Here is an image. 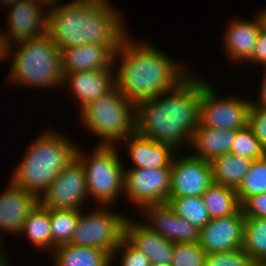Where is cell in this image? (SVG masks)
I'll return each instance as SVG.
<instances>
[{"mask_svg": "<svg viewBox=\"0 0 266 266\" xmlns=\"http://www.w3.org/2000/svg\"><path fill=\"white\" fill-rule=\"evenodd\" d=\"M206 83L190 75L176 88L136 103L135 132L176 150L183 143L190 144L198 125L200 93Z\"/></svg>", "mask_w": 266, "mask_h": 266, "instance_id": "6da1fadb", "label": "cell"}, {"mask_svg": "<svg viewBox=\"0 0 266 266\" xmlns=\"http://www.w3.org/2000/svg\"><path fill=\"white\" fill-rule=\"evenodd\" d=\"M58 3L47 11V35L62 51L82 44L118 47L126 31L119 11L109 0Z\"/></svg>", "mask_w": 266, "mask_h": 266, "instance_id": "7a4b0ae2", "label": "cell"}, {"mask_svg": "<svg viewBox=\"0 0 266 266\" xmlns=\"http://www.w3.org/2000/svg\"><path fill=\"white\" fill-rule=\"evenodd\" d=\"M117 57L122 63L115 74L116 87L135 104L176 88L189 76L181 64L153 44L131 41L127 35L118 46L115 63Z\"/></svg>", "mask_w": 266, "mask_h": 266, "instance_id": "3957f363", "label": "cell"}, {"mask_svg": "<svg viewBox=\"0 0 266 266\" xmlns=\"http://www.w3.org/2000/svg\"><path fill=\"white\" fill-rule=\"evenodd\" d=\"M69 141L54 130L45 131L31 143L11 181L39 199L61 170L76 157L77 146Z\"/></svg>", "mask_w": 266, "mask_h": 266, "instance_id": "277c9868", "label": "cell"}, {"mask_svg": "<svg viewBox=\"0 0 266 266\" xmlns=\"http://www.w3.org/2000/svg\"><path fill=\"white\" fill-rule=\"evenodd\" d=\"M16 45L9 74L13 84L51 88L64 83L61 50L47 34L14 44L13 49Z\"/></svg>", "mask_w": 266, "mask_h": 266, "instance_id": "5b68a950", "label": "cell"}, {"mask_svg": "<svg viewBox=\"0 0 266 266\" xmlns=\"http://www.w3.org/2000/svg\"><path fill=\"white\" fill-rule=\"evenodd\" d=\"M80 114L83 126L101 137L100 145L122 143L135 132V103L116 86L109 93L83 106Z\"/></svg>", "mask_w": 266, "mask_h": 266, "instance_id": "8992f818", "label": "cell"}, {"mask_svg": "<svg viewBox=\"0 0 266 266\" xmlns=\"http://www.w3.org/2000/svg\"><path fill=\"white\" fill-rule=\"evenodd\" d=\"M98 145L88 158L77 148L76 157L85 171L88 197H93L99 206L110 207L119 194L124 192L125 169L116 153L115 145Z\"/></svg>", "mask_w": 266, "mask_h": 266, "instance_id": "52a82bcc", "label": "cell"}, {"mask_svg": "<svg viewBox=\"0 0 266 266\" xmlns=\"http://www.w3.org/2000/svg\"><path fill=\"white\" fill-rule=\"evenodd\" d=\"M98 207L89 214L81 211L69 244L98 248L112 255L125 237L127 217L111 212L107 206Z\"/></svg>", "mask_w": 266, "mask_h": 266, "instance_id": "ba28073f", "label": "cell"}, {"mask_svg": "<svg viewBox=\"0 0 266 266\" xmlns=\"http://www.w3.org/2000/svg\"><path fill=\"white\" fill-rule=\"evenodd\" d=\"M217 97L215 88L206 83L200 93L198 125L220 130H238L248 125L252 101Z\"/></svg>", "mask_w": 266, "mask_h": 266, "instance_id": "9c48e42d", "label": "cell"}, {"mask_svg": "<svg viewBox=\"0 0 266 266\" xmlns=\"http://www.w3.org/2000/svg\"><path fill=\"white\" fill-rule=\"evenodd\" d=\"M87 196L85 171L75 157L61 170L38 201L47 209L81 210Z\"/></svg>", "mask_w": 266, "mask_h": 266, "instance_id": "30bf717a", "label": "cell"}, {"mask_svg": "<svg viewBox=\"0 0 266 266\" xmlns=\"http://www.w3.org/2000/svg\"><path fill=\"white\" fill-rule=\"evenodd\" d=\"M171 167L124 170V193L136 205L165 204L170 195Z\"/></svg>", "mask_w": 266, "mask_h": 266, "instance_id": "8fae6325", "label": "cell"}, {"mask_svg": "<svg viewBox=\"0 0 266 266\" xmlns=\"http://www.w3.org/2000/svg\"><path fill=\"white\" fill-rule=\"evenodd\" d=\"M212 183L209 161L193 155L173 157L169 197L201 196Z\"/></svg>", "mask_w": 266, "mask_h": 266, "instance_id": "7c38bea8", "label": "cell"}, {"mask_svg": "<svg viewBox=\"0 0 266 266\" xmlns=\"http://www.w3.org/2000/svg\"><path fill=\"white\" fill-rule=\"evenodd\" d=\"M244 220L241 207L232 215L211 219L200 230L198 242L200 247L206 254L242 248Z\"/></svg>", "mask_w": 266, "mask_h": 266, "instance_id": "4fadbf2b", "label": "cell"}, {"mask_svg": "<svg viewBox=\"0 0 266 266\" xmlns=\"http://www.w3.org/2000/svg\"><path fill=\"white\" fill-rule=\"evenodd\" d=\"M142 209L149 219L143 224L164 239L173 243L199 242L200 230L176 215L167 203L147 205Z\"/></svg>", "mask_w": 266, "mask_h": 266, "instance_id": "5bb4252c", "label": "cell"}, {"mask_svg": "<svg viewBox=\"0 0 266 266\" xmlns=\"http://www.w3.org/2000/svg\"><path fill=\"white\" fill-rule=\"evenodd\" d=\"M41 5L32 0H20L11 6L6 25L9 29L5 33L13 45L47 34L48 15L42 13Z\"/></svg>", "mask_w": 266, "mask_h": 266, "instance_id": "9a60e30c", "label": "cell"}, {"mask_svg": "<svg viewBox=\"0 0 266 266\" xmlns=\"http://www.w3.org/2000/svg\"><path fill=\"white\" fill-rule=\"evenodd\" d=\"M118 47H107L98 44H82L61 51L62 71H100L112 69Z\"/></svg>", "mask_w": 266, "mask_h": 266, "instance_id": "2e32d148", "label": "cell"}, {"mask_svg": "<svg viewBox=\"0 0 266 266\" xmlns=\"http://www.w3.org/2000/svg\"><path fill=\"white\" fill-rule=\"evenodd\" d=\"M6 190L0 195V230L20 234L24 221L39 201L12 181Z\"/></svg>", "mask_w": 266, "mask_h": 266, "instance_id": "e0dca14e", "label": "cell"}, {"mask_svg": "<svg viewBox=\"0 0 266 266\" xmlns=\"http://www.w3.org/2000/svg\"><path fill=\"white\" fill-rule=\"evenodd\" d=\"M113 69L100 71H77L66 73L63 84H70L79 110L87 103L109 93L115 86V74ZM114 75V76H113Z\"/></svg>", "mask_w": 266, "mask_h": 266, "instance_id": "ac0fdd59", "label": "cell"}, {"mask_svg": "<svg viewBox=\"0 0 266 266\" xmlns=\"http://www.w3.org/2000/svg\"><path fill=\"white\" fill-rule=\"evenodd\" d=\"M133 168L171 167L176 149L168 144L154 141L134 132L125 140ZM175 152V153H174Z\"/></svg>", "mask_w": 266, "mask_h": 266, "instance_id": "d6986e66", "label": "cell"}, {"mask_svg": "<svg viewBox=\"0 0 266 266\" xmlns=\"http://www.w3.org/2000/svg\"><path fill=\"white\" fill-rule=\"evenodd\" d=\"M125 238L143 252L151 263L170 265L173 259L174 243L151 231L142 222L135 223L127 218Z\"/></svg>", "mask_w": 266, "mask_h": 266, "instance_id": "ffe728a7", "label": "cell"}, {"mask_svg": "<svg viewBox=\"0 0 266 266\" xmlns=\"http://www.w3.org/2000/svg\"><path fill=\"white\" fill-rule=\"evenodd\" d=\"M263 20L259 13L253 21L234 20L224 34L225 51L231 60L247 61L254 51L258 35L263 28Z\"/></svg>", "mask_w": 266, "mask_h": 266, "instance_id": "44dd1931", "label": "cell"}, {"mask_svg": "<svg viewBox=\"0 0 266 266\" xmlns=\"http://www.w3.org/2000/svg\"><path fill=\"white\" fill-rule=\"evenodd\" d=\"M236 130H220L196 126L190 144L196 151L194 157L211 162L214 158L230 153Z\"/></svg>", "mask_w": 266, "mask_h": 266, "instance_id": "7402d4cb", "label": "cell"}, {"mask_svg": "<svg viewBox=\"0 0 266 266\" xmlns=\"http://www.w3.org/2000/svg\"><path fill=\"white\" fill-rule=\"evenodd\" d=\"M55 266H111V255L98 248L63 244L52 251Z\"/></svg>", "mask_w": 266, "mask_h": 266, "instance_id": "603a6c76", "label": "cell"}, {"mask_svg": "<svg viewBox=\"0 0 266 266\" xmlns=\"http://www.w3.org/2000/svg\"><path fill=\"white\" fill-rule=\"evenodd\" d=\"M252 162L253 160L231 153L214 158L210 162L213 182L236 190Z\"/></svg>", "mask_w": 266, "mask_h": 266, "instance_id": "cb8c5ba5", "label": "cell"}, {"mask_svg": "<svg viewBox=\"0 0 266 266\" xmlns=\"http://www.w3.org/2000/svg\"><path fill=\"white\" fill-rule=\"evenodd\" d=\"M201 197L210 219L232 215L241 207L235 189L214 182Z\"/></svg>", "mask_w": 266, "mask_h": 266, "instance_id": "d4e9b609", "label": "cell"}, {"mask_svg": "<svg viewBox=\"0 0 266 266\" xmlns=\"http://www.w3.org/2000/svg\"><path fill=\"white\" fill-rule=\"evenodd\" d=\"M242 249L255 265H266V218L245 217Z\"/></svg>", "mask_w": 266, "mask_h": 266, "instance_id": "484cf974", "label": "cell"}, {"mask_svg": "<svg viewBox=\"0 0 266 266\" xmlns=\"http://www.w3.org/2000/svg\"><path fill=\"white\" fill-rule=\"evenodd\" d=\"M20 233L26 234L33 247L52 250L50 209L38 203L27 216Z\"/></svg>", "mask_w": 266, "mask_h": 266, "instance_id": "4316f807", "label": "cell"}, {"mask_svg": "<svg viewBox=\"0 0 266 266\" xmlns=\"http://www.w3.org/2000/svg\"><path fill=\"white\" fill-rule=\"evenodd\" d=\"M167 204L175 214L201 230L211 220L201 196L169 197Z\"/></svg>", "mask_w": 266, "mask_h": 266, "instance_id": "83f0119b", "label": "cell"}, {"mask_svg": "<svg viewBox=\"0 0 266 266\" xmlns=\"http://www.w3.org/2000/svg\"><path fill=\"white\" fill-rule=\"evenodd\" d=\"M80 214L81 210L50 209L52 250L56 246L70 243Z\"/></svg>", "mask_w": 266, "mask_h": 266, "instance_id": "f1b7e54d", "label": "cell"}, {"mask_svg": "<svg viewBox=\"0 0 266 266\" xmlns=\"http://www.w3.org/2000/svg\"><path fill=\"white\" fill-rule=\"evenodd\" d=\"M266 192V156L253 160L251 167L236 189L239 204L248 198Z\"/></svg>", "mask_w": 266, "mask_h": 266, "instance_id": "f546056e", "label": "cell"}, {"mask_svg": "<svg viewBox=\"0 0 266 266\" xmlns=\"http://www.w3.org/2000/svg\"><path fill=\"white\" fill-rule=\"evenodd\" d=\"M230 153L242 158L256 160L266 156V149L254 135L252 128L247 125L236 130Z\"/></svg>", "mask_w": 266, "mask_h": 266, "instance_id": "4dcf8cb0", "label": "cell"}, {"mask_svg": "<svg viewBox=\"0 0 266 266\" xmlns=\"http://www.w3.org/2000/svg\"><path fill=\"white\" fill-rule=\"evenodd\" d=\"M206 253L198 242L174 243L171 266H204Z\"/></svg>", "mask_w": 266, "mask_h": 266, "instance_id": "1f68e13d", "label": "cell"}, {"mask_svg": "<svg viewBox=\"0 0 266 266\" xmlns=\"http://www.w3.org/2000/svg\"><path fill=\"white\" fill-rule=\"evenodd\" d=\"M242 248L228 252L206 254L204 266H254Z\"/></svg>", "mask_w": 266, "mask_h": 266, "instance_id": "d6a6232c", "label": "cell"}, {"mask_svg": "<svg viewBox=\"0 0 266 266\" xmlns=\"http://www.w3.org/2000/svg\"><path fill=\"white\" fill-rule=\"evenodd\" d=\"M119 250L123 251L120 266H150L151 264L150 259L143 252L135 248L125 237L111 255V262H113Z\"/></svg>", "mask_w": 266, "mask_h": 266, "instance_id": "836d02e7", "label": "cell"}, {"mask_svg": "<svg viewBox=\"0 0 266 266\" xmlns=\"http://www.w3.org/2000/svg\"><path fill=\"white\" fill-rule=\"evenodd\" d=\"M248 125L252 128L254 135L266 149V108L252 104L249 111Z\"/></svg>", "mask_w": 266, "mask_h": 266, "instance_id": "e575fe53", "label": "cell"}, {"mask_svg": "<svg viewBox=\"0 0 266 266\" xmlns=\"http://www.w3.org/2000/svg\"><path fill=\"white\" fill-rule=\"evenodd\" d=\"M241 208L245 217L266 218V192L251 196Z\"/></svg>", "mask_w": 266, "mask_h": 266, "instance_id": "d590c367", "label": "cell"}, {"mask_svg": "<svg viewBox=\"0 0 266 266\" xmlns=\"http://www.w3.org/2000/svg\"><path fill=\"white\" fill-rule=\"evenodd\" d=\"M248 62H257L266 67V29L263 27L258 35L257 42Z\"/></svg>", "mask_w": 266, "mask_h": 266, "instance_id": "8d00e7d4", "label": "cell"}, {"mask_svg": "<svg viewBox=\"0 0 266 266\" xmlns=\"http://www.w3.org/2000/svg\"><path fill=\"white\" fill-rule=\"evenodd\" d=\"M5 31L3 30L1 32L0 30V61H3L4 59L9 60V56L12 57V50H13V43L10 40V38L7 36Z\"/></svg>", "mask_w": 266, "mask_h": 266, "instance_id": "74e56055", "label": "cell"}, {"mask_svg": "<svg viewBox=\"0 0 266 266\" xmlns=\"http://www.w3.org/2000/svg\"><path fill=\"white\" fill-rule=\"evenodd\" d=\"M264 75H263V80H262V84H261V87H260V94H259V102H252V104H255L256 106H259V107H265L266 108V67H265V70H264ZM258 103V104H257Z\"/></svg>", "mask_w": 266, "mask_h": 266, "instance_id": "f35d334b", "label": "cell"}, {"mask_svg": "<svg viewBox=\"0 0 266 266\" xmlns=\"http://www.w3.org/2000/svg\"><path fill=\"white\" fill-rule=\"evenodd\" d=\"M38 3L43 4L47 9L51 8L52 6H55L59 3L60 0H32Z\"/></svg>", "mask_w": 266, "mask_h": 266, "instance_id": "ab89813d", "label": "cell"}, {"mask_svg": "<svg viewBox=\"0 0 266 266\" xmlns=\"http://www.w3.org/2000/svg\"><path fill=\"white\" fill-rule=\"evenodd\" d=\"M2 238H1V235H0V250L2 249ZM0 262H8L6 260V256L3 254V251L1 250L0 251Z\"/></svg>", "mask_w": 266, "mask_h": 266, "instance_id": "60d3db41", "label": "cell"}, {"mask_svg": "<svg viewBox=\"0 0 266 266\" xmlns=\"http://www.w3.org/2000/svg\"><path fill=\"white\" fill-rule=\"evenodd\" d=\"M0 1H2V3H4L6 6L8 5L7 7L9 6L11 7L20 0H0Z\"/></svg>", "mask_w": 266, "mask_h": 266, "instance_id": "b9f144b4", "label": "cell"}, {"mask_svg": "<svg viewBox=\"0 0 266 266\" xmlns=\"http://www.w3.org/2000/svg\"><path fill=\"white\" fill-rule=\"evenodd\" d=\"M259 14H260V16H261V18L263 20V26L266 29V9H264L263 11H261Z\"/></svg>", "mask_w": 266, "mask_h": 266, "instance_id": "7bdbcfd3", "label": "cell"}, {"mask_svg": "<svg viewBox=\"0 0 266 266\" xmlns=\"http://www.w3.org/2000/svg\"><path fill=\"white\" fill-rule=\"evenodd\" d=\"M150 266H171V265L162 264V263H151Z\"/></svg>", "mask_w": 266, "mask_h": 266, "instance_id": "ee69618b", "label": "cell"}, {"mask_svg": "<svg viewBox=\"0 0 266 266\" xmlns=\"http://www.w3.org/2000/svg\"><path fill=\"white\" fill-rule=\"evenodd\" d=\"M8 262H0V266H8Z\"/></svg>", "mask_w": 266, "mask_h": 266, "instance_id": "f6af8a7d", "label": "cell"}]
</instances>
